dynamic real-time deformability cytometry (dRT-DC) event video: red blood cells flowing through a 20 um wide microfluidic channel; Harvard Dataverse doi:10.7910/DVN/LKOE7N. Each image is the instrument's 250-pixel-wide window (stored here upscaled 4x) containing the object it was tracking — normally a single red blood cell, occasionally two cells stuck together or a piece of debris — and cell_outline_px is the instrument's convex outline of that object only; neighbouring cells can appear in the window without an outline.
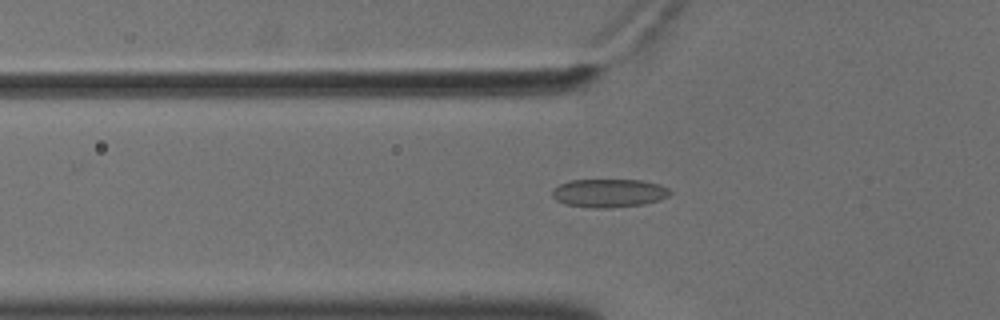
{"species": "common noctule bat (a hibernating species)", "species_latin": "Nyctalus noctula", "temperature_condition": "cold", "stored_images_in_passage": 41, "camera_frame_rate_fps": 3000, "um_per_image_px": 0.085, "animal": {"sex": "male", "body_mass_g": 18.8}, "frame": {"image": 1, "passage_image": 4, "time_ms": 1.0, "image_size_px": [1000, 320], "cell_outline_px": [[672, 192], [668, 196], [660, 200], [644, 204], [612, 208], [596, 208], [564, 204], [556, 200], [552, 196], [552, 188], [560, 184], [572, 180], [640, 180], [660, 184], [668, 188]], "centroid_in_image_um": [51.77, 16.41], "position_along_channel_um": 74.0, "area_um2": 19.59}}
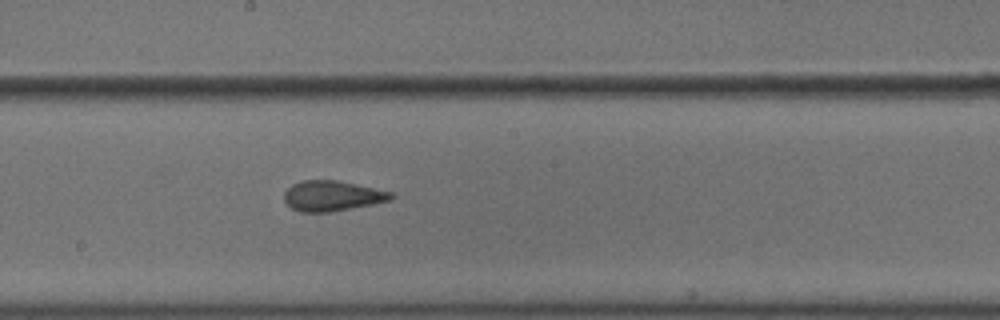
{"frame": {"image": 2, "passage_image": 16, "time_ms": 5.0, "image_size_px": [1000, 320], "cell_outline_px": [[396, 196], [392, 200], [352, 208], [328, 212], [300, 212], [292, 208], [284, 200], [284, 192], [292, 184], [304, 180], [336, 180], [356, 184], [392, 192]], "centroid_in_image_um": [28.25, 16.65], "position_along_channel_um": 220.0, "area_um2": 18.84}}
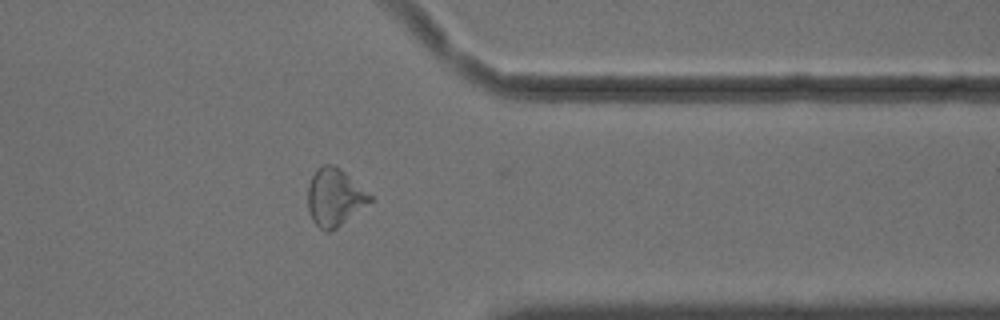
{"frame": {"image": 3, "passage_image": 30, "time_ms": 9.667, "image_size_px": [1000, 320], "cell_outline_px": [[376, 200], [336, 228], [328, 232], [324, 232], [312, 220], [308, 208], [308, 184], [316, 168], [324, 164], [332, 164], [340, 168], [372, 196]], "centroid_in_image_um": [28.46, 16.78], "position_along_channel_um": 382.9, "area_um2": 20.98}, "authors_computed_cell_mechanics": {"area_um2": 19.1896, "velocity_mm_per_s": 3.6308, "shape_relaxation_time_tau1_ms": null, "shape_relaxation_time_tau2_ms": 1.6091, "deformation_change_tau1": null, "deformation_change_tau2": 0.0608}}